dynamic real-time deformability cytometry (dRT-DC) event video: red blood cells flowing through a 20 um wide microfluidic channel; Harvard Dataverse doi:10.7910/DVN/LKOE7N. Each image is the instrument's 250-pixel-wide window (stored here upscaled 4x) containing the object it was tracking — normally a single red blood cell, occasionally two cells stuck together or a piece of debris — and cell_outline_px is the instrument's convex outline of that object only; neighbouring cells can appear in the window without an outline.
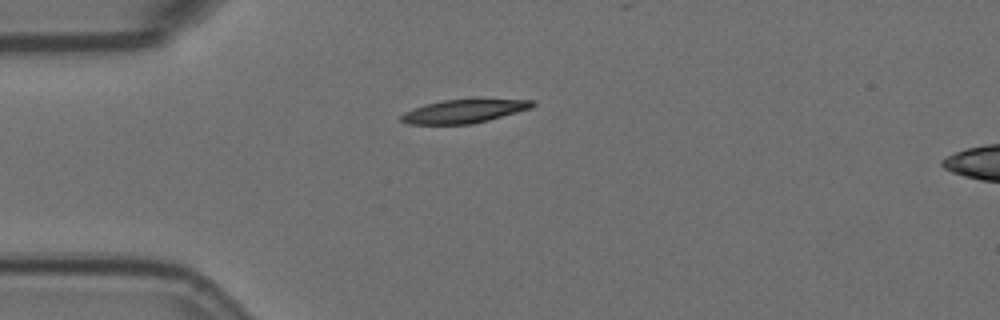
{"species": "Egyptian fruit bat (a non-hibernating species)", "species_latin": "Rousettus aegyptiacus", "temperature_condition": "room temperature", "stored_images_in_passage": 2, "camera_frame_rate_fps": 3000, "um_per_image_px": 0.085, "animal": {"sex": "female"}, "frame": {"image": 1, "passage_image": 2, "time_ms": 0.333, "image_size_px": [1000, 320], "cell_outline_px": [[536, 104], [532, 108], [488, 120], [472, 124], [408, 124], [400, 120], [400, 116], [404, 112], [424, 104], [444, 100], [476, 96], [532, 100]], "centroid_in_image_um": [39.51, 9.39], "position_along_channel_um": 45.5, "area_um2": 18.9}}